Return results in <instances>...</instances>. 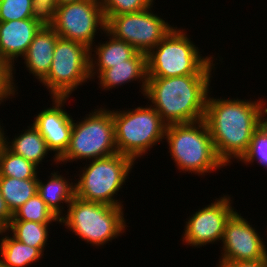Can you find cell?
<instances>
[{"mask_svg":"<svg viewBox=\"0 0 267 267\" xmlns=\"http://www.w3.org/2000/svg\"><path fill=\"white\" fill-rule=\"evenodd\" d=\"M211 92L207 96L204 120L217 156L230 167L235 161L239 164L254 131L267 119V99L212 97Z\"/></svg>","mask_w":267,"mask_h":267,"instance_id":"6da1fadb","label":"cell"},{"mask_svg":"<svg viewBox=\"0 0 267 267\" xmlns=\"http://www.w3.org/2000/svg\"><path fill=\"white\" fill-rule=\"evenodd\" d=\"M213 78L212 75L148 77L144 98L167 125L200 121L205 116Z\"/></svg>","mask_w":267,"mask_h":267,"instance_id":"7a4b0ae2","label":"cell"},{"mask_svg":"<svg viewBox=\"0 0 267 267\" xmlns=\"http://www.w3.org/2000/svg\"><path fill=\"white\" fill-rule=\"evenodd\" d=\"M185 29L176 25L146 54L147 77L215 75L218 65L216 61L219 60L222 64L223 58H220L219 53V59L214 58L215 55L203 56V51H200L201 48L191 40L193 38L187 35Z\"/></svg>","mask_w":267,"mask_h":267,"instance_id":"3957f363","label":"cell"},{"mask_svg":"<svg viewBox=\"0 0 267 267\" xmlns=\"http://www.w3.org/2000/svg\"><path fill=\"white\" fill-rule=\"evenodd\" d=\"M164 140L169 147V156L180 173L188 172L205 177L211 172L227 168L217 156L204 119L167 125Z\"/></svg>","mask_w":267,"mask_h":267,"instance_id":"277c9868","label":"cell"},{"mask_svg":"<svg viewBox=\"0 0 267 267\" xmlns=\"http://www.w3.org/2000/svg\"><path fill=\"white\" fill-rule=\"evenodd\" d=\"M124 207H115L73 197L59 224L74 233L86 244L103 248L109 242L122 236L129 227Z\"/></svg>","mask_w":267,"mask_h":267,"instance_id":"5b68a950","label":"cell"},{"mask_svg":"<svg viewBox=\"0 0 267 267\" xmlns=\"http://www.w3.org/2000/svg\"><path fill=\"white\" fill-rule=\"evenodd\" d=\"M89 163V164H87ZM135 161L126 155H113L82 163L74 179L75 196L89 202L124 207L123 200L116 198L128 181Z\"/></svg>","mask_w":267,"mask_h":267,"instance_id":"8992f818","label":"cell"},{"mask_svg":"<svg viewBox=\"0 0 267 267\" xmlns=\"http://www.w3.org/2000/svg\"><path fill=\"white\" fill-rule=\"evenodd\" d=\"M111 111L117 152L136 164L150 149L164 143L167 124L150 104Z\"/></svg>","mask_w":267,"mask_h":267,"instance_id":"52a82bcc","label":"cell"},{"mask_svg":"<svg viewBox=\"0 0 267 267\" xmlns=\"http://www.w3.org/2000/svg\"><path fill=\"white\" fill-rule=\"evenodd\" d=\"M99 105L85 117L73 120L69 145L58 159L59 165L67 162L90 161L117 152L112 111ZM66 162V163H65Z\"/></svg>","mask_w":267,"mask_h":267,"instance_id":"ba28073f","label":"cell"},{"mask_svg":"<svg viewBox=\"0 0 267 267\" xmlns=\"http://www.w3.org/2000/svg\"><path fill=\"white\" fill-rule=\"evenodd\" d=\"M90 49L85 45L58 37L48 74L40 81L49 95L69 98L79 86L92 82L90 77Z\"/></svg>","mask_w":267,"mask_h":267,"instance_id":"9c48e42d","label":"cell"},{"mask_svg":"<svg viewBox=\"0 0 267 267\" xmlns=\"http://www.w3.org/2000/svg\"><path fill=\"white\" fill-rule=\"evenodd\" d=\"M154 4L146 10L107 18L106 31L147 54L174 28L166 18L154 12Z\"/></svg>","mask_w":267,"mask_h":267,"instance_id":"30bf717a","label":"cell"},{"mask_svg":"<svg viewBox=\"0 0 267 267\" xmlns=\"http://www.w3.org/2000/svg\"><path fill=\"white\" fill-rule=\"evenodd\" d=\"M51 27L59 37L79 42L90 49L97 41L98 33L106 31L100 0H81L57 6Z\"/></svg>","mask_w":267,"mask_h":267,"instance_id":"8fae6325","label":"cell"},{"mask_svg":"<svg viewBox=\"0 0 267 267\" xmlns=\"http://www.w3.org/2000/svg\"><path fill=\"white\" fill-rule=\"evenodd\" d=\"M232 199L231 194H223L207 206L203 205L196 212L190 213L184 222L182 244L195 249L221 243L226 221L237 210Z\"/></svg>","mask_w":267,"mask_h":267,"instance_id":"7c38bea8","label":"cell"},{"mask_svg":"<svg viewBox=\"0 0 267 267\" xmlns=\"http://www.w3.org/2000/svg\"><path fill=\"white\" fill-rule=\"evenodd\" d=\"M237 211L226 221L218 261H253L267 257L261 232Z\"/></svg>","mask_w":267,"mask_h":267,"instance_id":"4fadbf2b","label":"cell"},{"mask_svg":"<svg viewBox=\"0 0 267 267\" xmlns=\"http://www.w3.org/2000/svg\"><path fill=\"white\" fill-rule=\"evenodd\" d=\"M51 99L52 106L38 111L32 122L53 153L51 162L53 161L52 163L58 167V159L65 153L69 145L74 119L64 109L69 98L52 97Z\"/></svg>","mask_w":267,"mask_h":267,"instance_id":"5bb4252c","label":"cell"},{"mask_svg":"<svg viewBox=\"0 0 267 267\" xmlns=\"http://www.w3.org/2000/svg\"><path fill=\"white\" fill-rule=\"evenodd\" d=\"M42 26L32 18L0 21V56L13 67V79L16 90L18 85L15 76V64L22 58L36 33ZM16 61V63H15Z\"/></svg>","mask_w":267,"mask_h":267,"instance_id":"9a60e30c","label":"cell"},{"mask_svg":"<svg viewBox=\"0 0 267 267\" xmlns=\"http://www.w3.org/2000/svg\"><path fill=\"white\" fill-rule=\"evenodd\" d=\"M147 78L146 54L137 51L127 60V64L114 65L112 68L104 69L95 79H98L97 84L100 85L98 87L104 92L138 81L141 83L139 92L144 96Z\"/></svg>","mask_w":267,"mask_h":267,"instance_id":"2e32d148","label":"cell"},{"mask_svg":"<svg viewBox=\"0 0 267 267\" xmlns=\"http://www.w3.org/2000/svg\"><path fill=\"white\" fill-rule=\"evenodd\" d=\"M59 35L51 26H42L20 60L29 74L41 81L49 72Z\"/></svg>","mask_w":267,"mask_h":267,"instance_id":"e0dca14e","label":"cell"},{"mask_svg":"<svg viewBox=\"0 0 267 267\" xmlns=\"http://www.w3.org/2000/svg\"><path fill=\"white\" fill-rule=\"evenodd\" d=\"M102 35H105L107 41L102 42L101 39L97 45L94 44L90 48V77L92 81H95V77L104 69L112 68L114 65L127 64V60L137 52L132 45L114 38L107 31Z\"/></svg>","mask_w":267,"mask_h":267,"instance_id":"ac0fdd59","label":"cell"},{"mask_svg":"<svg viewBox=\"0 0 267 267\" xmlns=\"http://www.w3.org/2000/svg\"><path fill=\"white\" fill-rule=\"evenodd\" d=\"M49 173L47 182L38 177L37 194L46 203L47 207L60 219L66 212L65 208L75 196L74 179L63 176L59 171ZM66 204V207L64 206ZM64 212V213H63Z\"/></svg>","mask_w":267,"mask_h":267,"instance_id":"d6986e66","label":"cell"},{"mask_svg":"<svg viewBox=\"0 0 267 267\" xmlns=\"http://www.w3.org/2000/svg\"><path fill=\"white\" fill-rule=\"evenodd\" d=\"M5 126L3 128V144L14 154L24 157L26 160L33 162L39 168L46 157H49V150L46 140L40 134L39 130L32 124L27 129H22L21 134H15L14 138L6 135ZM8 139V140H7ZM12 139V140H11Z\"/></svg>","mask_w":267,"mask_h":267,"instance_id":"ffe728a7","label":"cell"},{"mask_svg":"<svg viewBox=\"0 0 267 267\" xmlns=\"http://www.w3.org/2000/svg\"><path fill=\"white\" fill-rule=\"evenodd\" d=\"M44 254L37 248L24 244L6 231L0 242V261L9 267L37 265Z\"/></svg>","mask_w":267,"mask_h":267,"instance_id":"44dd1931","label":"cell"},{"mask_svg":"<svg viewBox=\"0 0 267 267\" xmlns=\"http://www.w3.org/2000/svg\"><path fill=\"white\" fill-rule=\"evenodd\" d=\"M37 183L38 179L0 177V193L12 214L37 193Z\"/></svg>","mask_w":267,"mask_h":267,"instance_id":"7402d4cb","label":"cell"},{"mask_svg":"<svg viewBox=\"0 0 267 267\" xmlns=\"http://www.w3.org/2000/svg\"><path fill=\"white\" fill-rule=\"evenodd\" d=\"M50 225L33 221H11L7 226V231L26 245L37 247L43 254L49 245Z\"/></svg>","mask_w":267,"mask_h":267,"instance_id":"603a6c76","label":"cell"},{"mask_svg":"<svg viewBox=\"0 0 267 267\" xmlns=\"http://www.w3.org/2000/svg\"><path fill=\"white\" fill-rule=\"evenodd\" d=\"M40 169L33 162L14 154L4 144L1 145L0 177H14L21 180L38 179Z\"/></svg>","mask_w":267,"mask_h":267,"instance_id":"cb8c5ba5","label":"cell"},{"mask_svg":"<svg viewBox=\"0 0 267 267\" xmlns=\"http://www.w3.org/2000/svg\"><path fill=\"white\" fill-rule=\"evenodd\" d=\"M11 221H33L37 223L59 224V218L47 207L36 193L13 213Z\"/></svg>","mask_w":267,"mask_h":267,"instance_id":"d4e9b609","label":"cell"},{"mask_svg":"<svg viewBox=\"0 0 267 267\" xmlns=\"http://www.w3.org/2000/svg\"><path fill=\"white\" fill-rule=\"evenodd\" d=\"M238 161L245 166L256 162L267 171V119L254 131L247 151Z\"/></svg>","mask_w":267,"mask_h":267,"instance_id":"484cf974","label":"cell"},{"mask_svg":"<svg viewBox=\"0 0 267 267\" xmlns=\"http://www.w3.org/2000/svg\"><path fill=\"white\" fill-rule=\"evenodd\" d=\"M156 0H100L105 19L146 10Z\"/></svg>","mask_w":267,"mask_h":267,"instance_id":"4316f807","label":"cell"},{"mask_svg":"<svg viewBox=\"0 0 267 267\" xmlns=\"http://www.w3.org/2000/svg\"><path fill=\"white\" fill-rule=\"evenodd\" d=\"M33 0H0V21L31 18Z\"/></svg>","mask_w":267,"mask_h":267,"instance_id":"83f0119b","label":"cell"},{"mask_svg":"<svg viewBox=\"0 0 267 267\" xmlns=\"http://www.w3.org/2000/svg\"><path fill=\"white\" fill-rule=\"evenodd\" d=\"M17 91L14 85L13 67L0 56V106L4 101L16 98L15 96L19 94Z\"/></svg>","mask_w":267,"mask_h":267,"instance_id":"f1b7e54d","label":"cell"},{"mask_svg":"<svg viewBox=\"0 0 267 267\" xmlns=\"http://www.w3.org/2000/svg\"><path fill=\"white\" fill-rule=\"evenodd\" d=\"M56 8L55 0H33L31 18L41 26H52Z\"/></svg>","mask_w":267,"mask_h":267,"instance_id":"f546056e","label":"cell"},{"mask_svg":"<svg viewBox=\"0 0 267 267\" xmlns=\"http://www.w3.org/2000/svg\"><path fill=\"white\" fill-rule=\"evenodd\" d=\"M216 267H267V257L253 261H217Z\"/></svg>","mask_w":267,"mask_h":267,"instance_id":"4dcf8cb0","label":"cell"},{"mask_svg":"<svg viewBox=\"0 0 267 267\" xmlns=\"http://www.w3.org/2000/svg\"><path fill=\"white\" fill-rule=\"evenodd\" d=\"M13 218V214L8 209L4 198L0 193V221L8 226Z\"/></svg>","mask_w":267,"mask_h":267,"instance_id":"1f68e13d","label":"cell"},{"mask_svg":"<svg viewBox=\"0 0 267 267\" xmlns=\"http://www.w3.org/2000/svg\"><path fill=\"white\" fill-rule=\"evenodd\" d=\"M6 231H7V226L2 221H0V242H1L2 236H4Z\"/></svg>","mask_w":267,"mask_h":267,"instance_id":"d6a6232c","label":"cell"},{"mask_svg":"<svg viewBox=\"0 0 267 267\" xmlns=\"http://www.w3.org/2000/svg\"><path fill=\"white\" fill-rule=\"evenodd\" d=\"M78 1H81V0H55V3L57 6H60L66 3L78 2Z\"/></svg>","mask_w":267,"mask_h":267,"instance_id":"836d02e7","label":"cell"},{"mask_svg":"<svg viewBox=\"0 0 267 267\" xmlns=\"http://www.w3.org/2000/svg\"><path fill=\"white\" fill-rule=\"evenodd\" d=\"M1 121V120H0ZM3 121H1L0 122V147H1V145L3 144V128H4V126H3V123H2ZM2 123V124H1Z\"/></svg>","mask_w":267,"mask_h":267,"instance_id":"e575fe53","label":"cell"},{"mask_svg":"<svg viewBox=\"0 0 267 267\" xmlns=\"http://www.w3.org/2000/svg\"><path fill=\"white\" fill-rule=\"evenodd\" d=\"M0 267H9V266L4 265V264L0 261Z\"/></svg>","mask_w":267,"mask_h":267,"instance_id":"d590c367","label":"cell"}]
</instances>
